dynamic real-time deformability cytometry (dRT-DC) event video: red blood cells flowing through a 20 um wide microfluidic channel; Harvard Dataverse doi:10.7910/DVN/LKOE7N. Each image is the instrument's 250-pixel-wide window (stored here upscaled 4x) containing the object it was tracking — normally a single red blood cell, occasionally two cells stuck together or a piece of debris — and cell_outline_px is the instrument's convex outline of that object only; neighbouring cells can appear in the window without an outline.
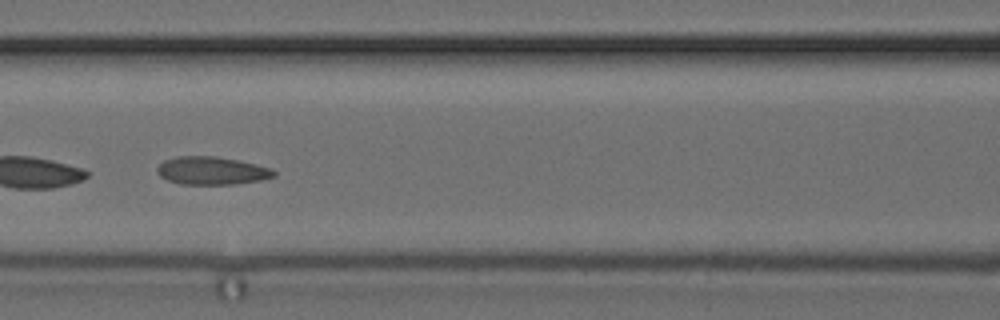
{"species": "common noctule bat (a hibernating species)", "species_latin": "Nyctalus noctula", "temperature_condition": "cold", "stored_images_in_passage": 49, "camera_frame_rate_fps": 3000, "um_per_image_px": 0.085, "animal": {"sex": "female", "body_mass_g": 24.6, "forearm_length_mm": 56.2}, "frame": {"image": 1, "passage_image": 22, "time_ms": 7.0, "image_size_px": [1000, 320], "cell_outline_px": [[276, 176], [260, 180], [232, 184], [180, 184], [168, 180], [160, 176], [156, 172], [156, 168], [164, 160], [176, 156], [216, 156], [256, 164], [272, 168], [276, 172]], "centroid_in_image_um": [17.98, 14.5], "position_along_channel_um": 148.6, "area_um2": 19.02}}